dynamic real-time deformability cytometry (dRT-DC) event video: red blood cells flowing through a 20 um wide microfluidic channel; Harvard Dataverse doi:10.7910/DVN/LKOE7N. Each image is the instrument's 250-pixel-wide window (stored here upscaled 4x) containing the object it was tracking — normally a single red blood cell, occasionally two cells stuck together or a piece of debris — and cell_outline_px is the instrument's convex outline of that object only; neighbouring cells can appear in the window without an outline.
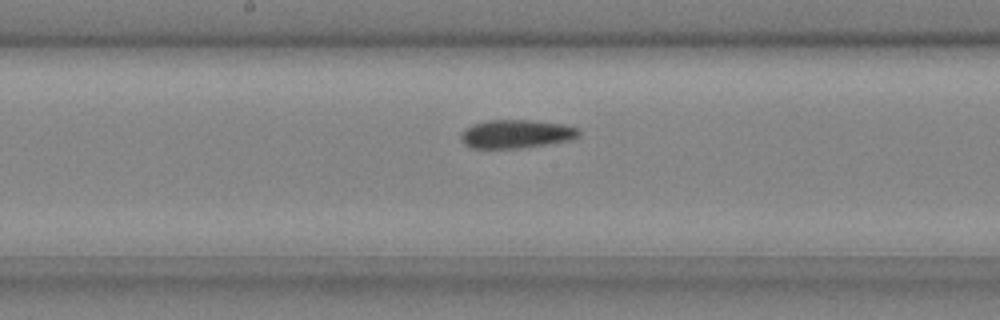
{"species": "common noctule bat (a hibernating species)", "species_latin": "Nyctalus noctula", "temperature_condition": "cold", "stored_images_in_passage": 25, "camera_frame_rate_fps": 3000, "um_per_image_px": 0.085, "animal": {"sex": "male", "body_mass_g": 20.4}, "frame": {"image": 1, "passage_image": 11, "time_ms": 3.333, "image_size_px": [1000, 320], "cell_outline_px": [[580, 136], [572, 140], [520, 148], [472, 148], [464, 144], [460, 140], [460, 136], [464, 128], [472, 124], [488, 120], [536, 120], [564, 124], [580, 128]], "centroid_in_image_um": [43.9, 11.38], "position_along_channel_um": 204.3, "area_um2": 19.88}}
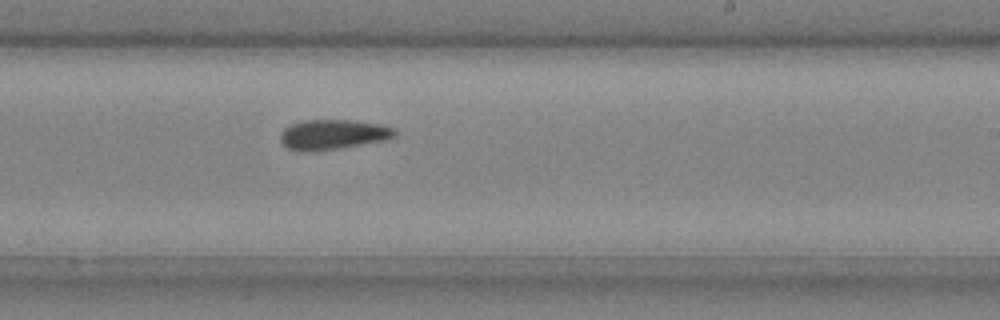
{"frame": {"image": 2, "passage_image": 15, "time_ms": 4.667, "image_size_px": [1000, 320], "cell_outline_px": [[396, 136], [388, 140], [340, 148], [312, 152], [296, 152], [288, 148], [280, 140], [280, 136], [284, 128], [292, 124], [304, 120], [352, 120], [380, 124], [396, 128]], "centroid_in_image_um": [28.32, 11.45], "position_along_channel_um": 260.7, "area_um2": 20.29}}
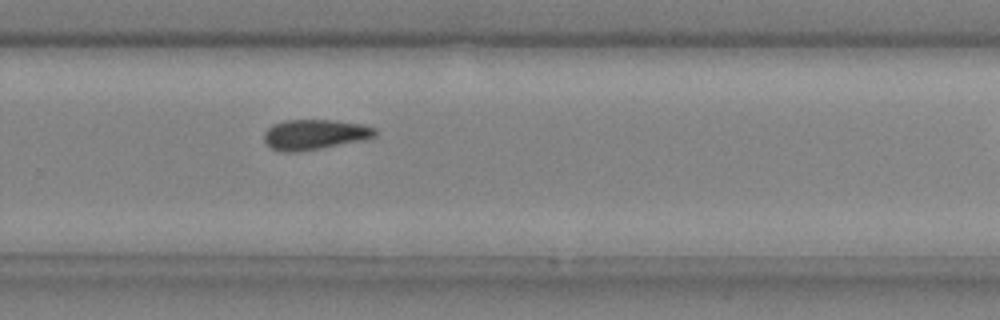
{"frame": {"image": 3, "passage_image": 18, "time_ms": 5.667, "image_size_px": [1000, 320], "cell_outline_px": [[376, 136], [364, 140], [320, 148], [296, 152], [280, 152], [272, 148], [264, 140], [264, 132], [272, 124], [284, 120], [336, 120], [364, 124], [376, 128]], "centroid_in_image_um": [26.76, 11.42], "position_along_channel_um": 303.0, "area_um2": 19.65}}